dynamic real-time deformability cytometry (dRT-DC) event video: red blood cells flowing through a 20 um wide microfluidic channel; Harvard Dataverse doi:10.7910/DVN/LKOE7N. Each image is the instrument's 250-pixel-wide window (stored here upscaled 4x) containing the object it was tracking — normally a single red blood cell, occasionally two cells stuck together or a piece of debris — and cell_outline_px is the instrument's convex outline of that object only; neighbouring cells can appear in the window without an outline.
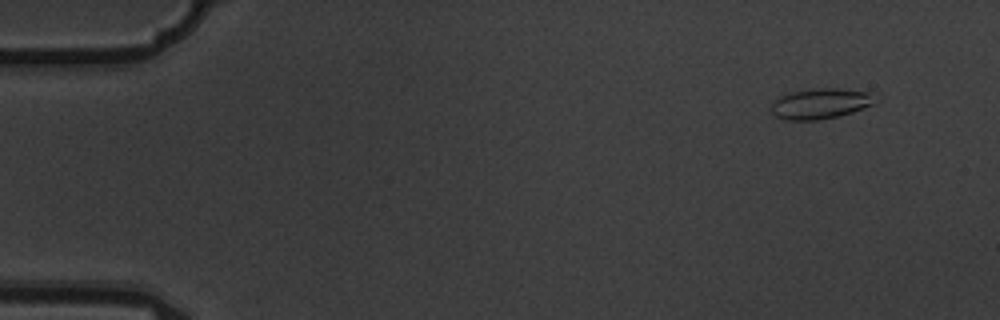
{"species": "common noctule bat (a hibernating species)", "species_latin": "Nyctalus noctula", "temperature_condition": "warm", "stored_images_in_passage": 14, "camera_frame_rate_fps": 3000, "um_per_image_px": 0.085, "animal": {"sex": "male", "body_mass_g": 19.5, "forearm_length_mm": 54.6}, "frame": {"image": 1, "passage_image": 1, "time_ms": 0.0, "image_size_px": [1000, 320], "cell_outline_px": [[880, 100], [872, 104], [852, 112], [840, 116], [820, 120], [784, 120], [776, 116], [772, 112], [772, 104], [784, 92], [812, 88], [836, 88], [872, 92]], "centroid_in_image_um": [69.76, 8.79], "position_along_channel_um": 15.2, "area_um2": 18.84}}
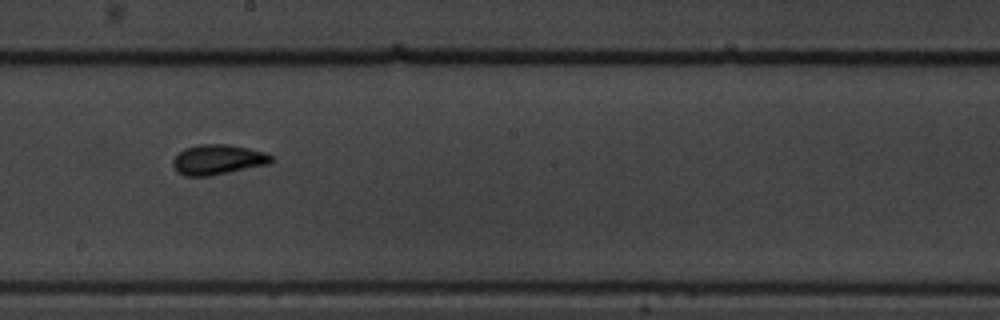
{"frame": {"image": 2, "passage_image": 8, "time_ms": 2.333, "image_size_px": [1000, 320], "cell_outline_px": [[272, 164], [212, 176], [184, 176], [176, 172], [172, 164], [172, 160], [184, 148], [200, 144], [228, 144], [248, 148], [264, 152], [272, 156]], "centroid_in_image_um": [18.52, 13.58], "position_along_channel_um": 229.7, "area_um2": 17.51}}
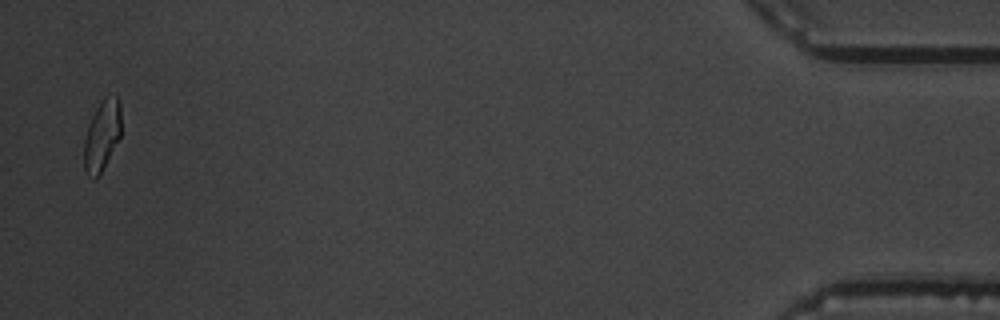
{"frame": {"image": 3, "passage_image": 14, "time_ms": 4.333, "image_size_px": [1000, 320], "cell_outline_px": [[120, 136], [100, 172], [92, 180], [84, 168], [84, 140], [92, 116], [96, 108], [104, 96], [116, 96], [120, 104]], "centroid_in_image_um": [8.66, 11.48], "position_along_channel_um": 426.5, "area_um2": 14.74}}